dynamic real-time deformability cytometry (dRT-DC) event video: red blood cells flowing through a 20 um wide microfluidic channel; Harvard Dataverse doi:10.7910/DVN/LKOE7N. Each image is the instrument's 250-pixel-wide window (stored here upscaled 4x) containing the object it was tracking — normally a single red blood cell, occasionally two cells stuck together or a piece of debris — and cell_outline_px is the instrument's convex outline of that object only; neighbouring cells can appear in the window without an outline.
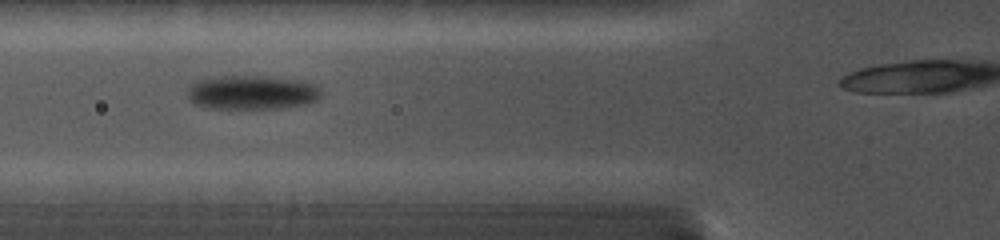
{"species": "common noctule bat (a hibernating species)", "species_latin": "Nyctalus noctula", "temperature_condition": "cold", "stored_images_in_passage": 27, "camera_frame_rate_fps": 5000, "um_per_image_px": 0.085, "animal": {"sex": "female", "body_mass_g": 19.0, "forearm_length_mm": 56.7}, "frame": {"image": 1, "passage_image": 4, "time_ms": 2.4, "image_size_px": [1000, 240], "cell_outline_px": [[320, 96], [316, 100], [304, 104], [280, 108], [208, 108], [192, 104], [188, 100], [188, 88], [196, 80], [212, 76], [268, 76], [296, 80], [316, 84], [320, 88]], "centroid_in_image_um": [21.35, 7.85], "position_along_channel_um": 104.4, "area_um2": 26.7}}
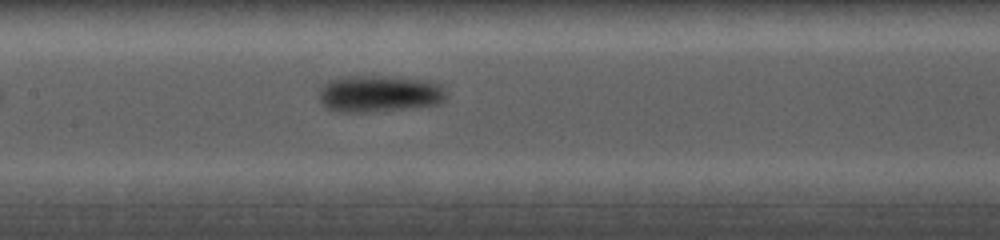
{"frame": {"image": 2, "passage_image": 9, "time_ms": 4.2, "image_size_px": [1000, 240], "cell_outline_px": [[448, 96], [440, 104], [408, 108], [372, 112], [340, 112], [324, 108], [320, 104], [320, 88], [328, 80], [348, 76], [396, 76], [432, 80], [440, 84]], "centroid_in_image_um": [32.25, 7.96], "position_along_channel_um": 175.1, "area_um2": 27.86}}
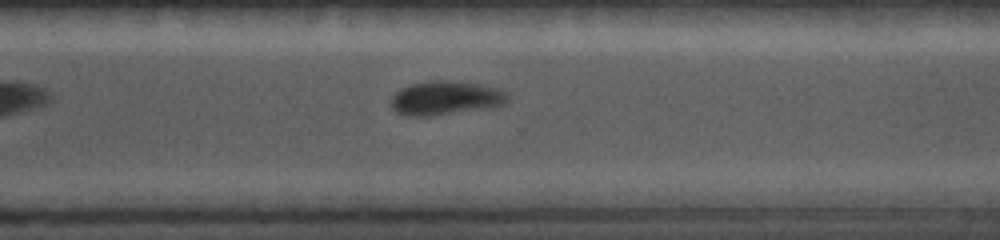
{"frame": {"image": 3, "passage_image": 20, "time_ms": 8.2, "image_size_px": [1000, 240], "cell_outline_px": [[508, 100], [504, 104], [492, 108], [428, 116], [404, 116], [396, 112], [392, 108], [392, 96], [400, 88], [408, 84], [436, 80], [448, 80], [480, 84], [500, 88], [508, 96]], "centroid_in_image_um": [37.88, 8.33], "position_along_channel_um": 332.7, "area_um2": 23.29}}